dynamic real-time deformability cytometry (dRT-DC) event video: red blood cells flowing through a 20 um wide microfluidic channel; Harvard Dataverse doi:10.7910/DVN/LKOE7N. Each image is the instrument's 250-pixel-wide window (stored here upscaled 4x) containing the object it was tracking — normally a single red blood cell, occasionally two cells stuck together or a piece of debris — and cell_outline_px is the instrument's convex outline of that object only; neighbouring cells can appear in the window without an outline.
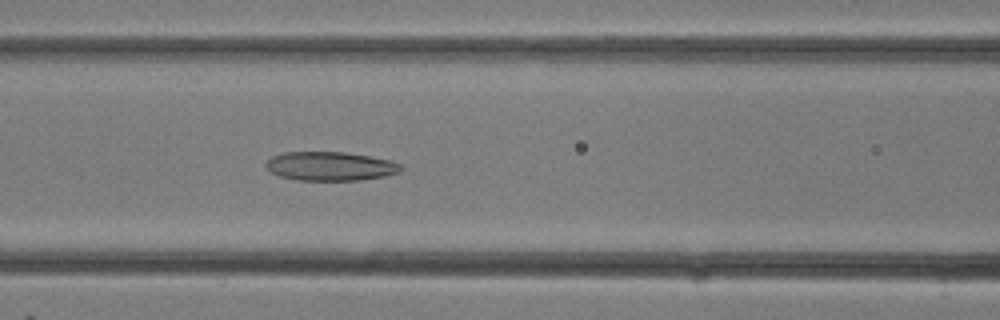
{"species": "common noctule bat (a hibernating species)", "species_latin": "Nyctalus noctula", "temperature_condition": "room temperature", "stored_images_in_passage": 8, "camera_frame_rate_fps": 3000, "um_per_image_px": 0.085, "animal": {"sex": "female"}, "frame": {"image": 1, "passage_image": 8, "time_ms": 2.333, "image_size_px": [1000, 320], "cell_outline_px": [[404, 168], [400, 172], [384, 176], [360, 180], [296, 180], [280, 176], [272, 172], [264, 164], [272, 156], [284, 152], [344, 152], [392, 160], [400, 164]], "centroid_in_image_um": [28.1, 14.12], "position_along_channel_um": 138.5, "area_um2": 22.72}}